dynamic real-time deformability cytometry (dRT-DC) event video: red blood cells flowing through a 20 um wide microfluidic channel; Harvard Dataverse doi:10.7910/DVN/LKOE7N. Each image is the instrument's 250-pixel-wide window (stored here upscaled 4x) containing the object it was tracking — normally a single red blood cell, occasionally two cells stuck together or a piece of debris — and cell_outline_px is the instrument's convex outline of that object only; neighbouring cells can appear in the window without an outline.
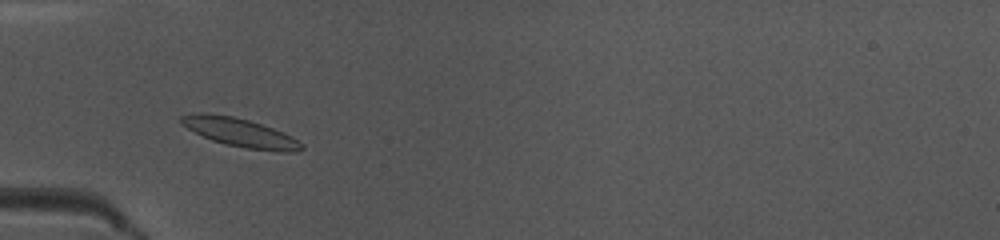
{"species": "common noctule bat (a hibernating species)", "species_latin": "Nyctalus noctula", "temperature_condition": "warm", "stored_images_in_passage": 46, "camera_frame_rate_fps": 3000, "um_per_image_px": 0.085, "animal": {"sex": "female", "body_mass_g": 10.0, "forearm_length_mm": 53.1}, "frame": {"image": 1, "passage_image": 13, "time_ms": 4.0, "image_size_px": [1000, 240], "cell_outline_px": [[304, 148], [296, 152], [284, 152], [248, 148], [228, 144], [212, 140], [180, 124], [180, 116], [200, 112], [204, 112], [232, 116], [248, 120], [272, 128], [304, 144]], "centroid_in_image_um": [20.38, 11.25], "position_along_channel_um": 64.6, "area_um2": 19.54}}
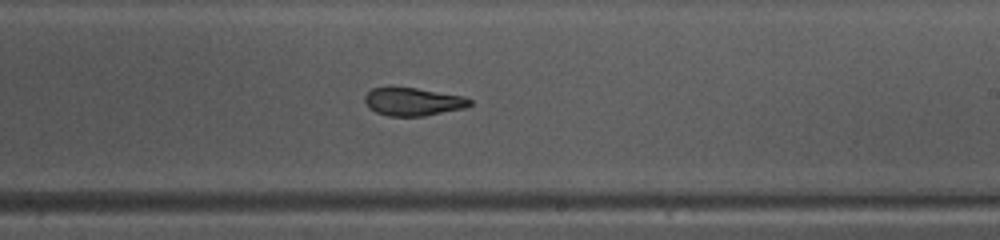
{"frame": {"image": 2, "passage_image": 27, "time_ms": 8.667, "image_size_px": [1000, 240], "cell_outline_px": [[472, 104], [464, 108], [424, 116], [388, 116], [376, 112], [368, 108], [364, 100], [364, 96], [372, 88], [416, 88], [464, 96], [472, 100]], "centroid_in_image_um": [35.11, 8.65], "position_along_channel_um": 253.9, "area_um2": 17.05}}
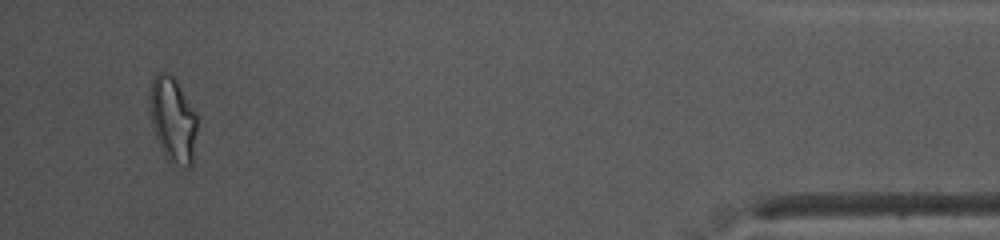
{"frame": {"image": 3, "passage_image": 44, "time_ms": 14.333, "image_size_px": [1000, 240], "cell_outline_px": [[196, 132], [192, 164], [188, 164], [168, 160], [160, 148], [156, 136], [152, 120], [152, 80], [156, 72], [168, 72], [176, 80], [196, 116]], "centroid_in_image_um": [14.7, 10.14], "position_along_channel_um": 420.5, "area_um2": 22.14}, "authors_computed_cell_mechanics": {"area_um2": 18.2937, "velocity_mm_per_s": 4.0752, "shape_relaxation_time_tau1_ms": null, "shape_relaxation_time_tau2_ms": 2.0389, "deformation_change_tau1": null, "deformation_change_tau2": 0.0914}}